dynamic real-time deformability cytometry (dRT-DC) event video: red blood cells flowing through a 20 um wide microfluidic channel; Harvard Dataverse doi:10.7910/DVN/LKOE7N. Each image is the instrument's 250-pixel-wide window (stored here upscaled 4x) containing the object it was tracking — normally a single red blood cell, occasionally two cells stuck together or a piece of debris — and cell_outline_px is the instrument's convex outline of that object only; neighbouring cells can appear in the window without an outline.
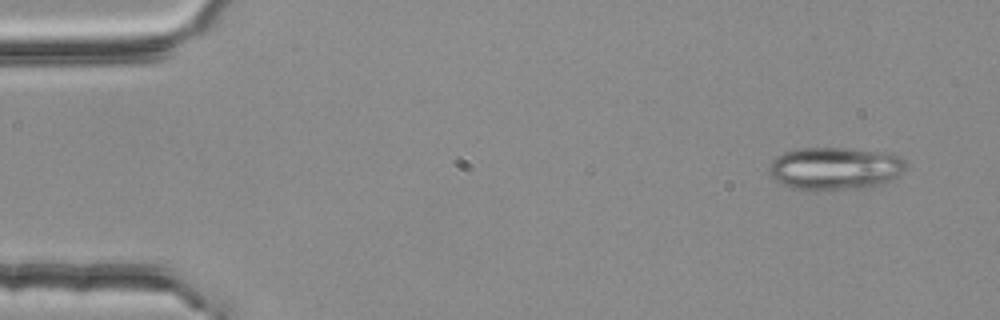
{"species": "common noctule bat (a hibernating species)", "species_latin": "Nyctalus noctula", "temperature_condition": "room temperature", "stored_images_in_passage": 3, "camera_frame_rate_fps": 3000, "um_per_image_px": 0.085, "animal": {"sex": "female", "body_mass_g": 25.1}, "frame": {"image": 1, "passage_image": 1, "time_ms": 0.0, "image_size_px": [1000, 320], "cell_outline_px": [[904, 168], [892, 180], [884, 184], [868, 188], [792, 188], [780, 184], [768, 172], [768, 168], [772, 160], [776, 156], [784, 152], [796, 148], [844, 148], [892, 152], [900, 156], [904, 160]], "centroid_in_image_um": [70.98, 14.28], "position_along_channel_um": 14.0, "area_um2": 33.87}}